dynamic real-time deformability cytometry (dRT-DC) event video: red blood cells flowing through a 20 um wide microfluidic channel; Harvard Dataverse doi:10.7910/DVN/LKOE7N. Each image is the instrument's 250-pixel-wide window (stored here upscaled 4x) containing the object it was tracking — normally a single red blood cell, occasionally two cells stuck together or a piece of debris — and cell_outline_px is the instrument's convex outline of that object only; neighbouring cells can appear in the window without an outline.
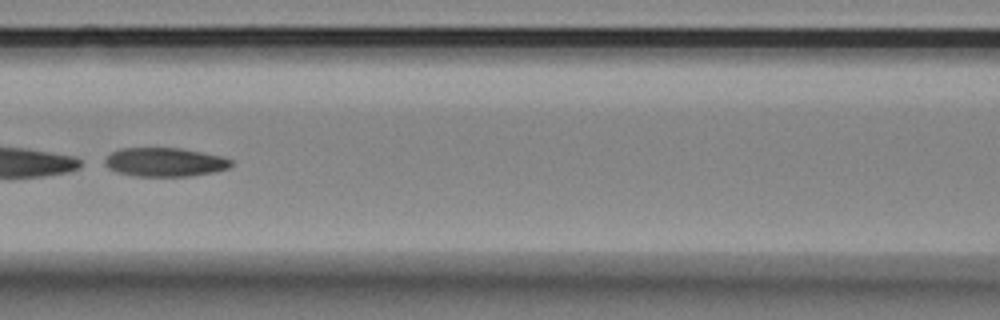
{"species": "Egyptian fruit bat (a non-hibernating species)", "species_latin": "Rousettus aegyptiacus", "temperature_condition": "room temperature", "stored_images_in_passage": 47, "camera_frame_rate_fps": 3000, "um_per_image_px": 0.085, "animal": {"sex": "female"}, "frame": {"image": 1, "passage_image": 16, "time_ms": 5.0, "image_size_px": [1000, 320], "cell_outline_px": [[232, 164], [228, 168], [216, 172], [188, 176], [136, 176], [116, 172], [108, 168], [104, 164], [104, 160], [112, 152], [120, 148], [180, 148], [224, 156], [232, 160]], "centroid_in_image_um": [14.02, 13.78], "position_along_channel_um": 152.6, "area_um2": 21.33}, "authors_computed_cell_mechanics": {"area_um2": 22.7154, "velocity_mm_per_s": 3.5253, "shape_relaxation_time_tau1_ms": 0.9526, "shape_relaxation_time_tau2_ms": 3.8117, "deformation_change_tau1": 0.2727, "deformation_change_tau2": 0.1112}}